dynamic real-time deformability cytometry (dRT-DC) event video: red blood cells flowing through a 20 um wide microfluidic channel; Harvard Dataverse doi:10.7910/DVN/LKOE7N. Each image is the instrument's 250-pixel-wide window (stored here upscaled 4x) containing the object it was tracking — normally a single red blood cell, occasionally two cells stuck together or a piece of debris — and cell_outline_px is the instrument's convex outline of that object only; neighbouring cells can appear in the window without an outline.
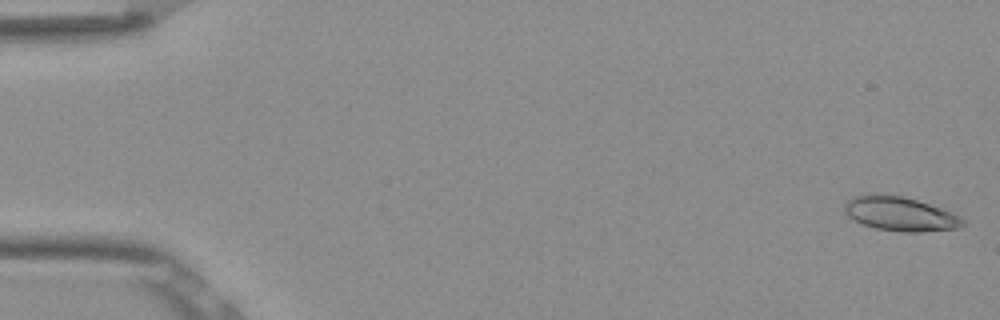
{"species": "Egyptian fruit bat (a non-hibernating species)", "species_latin": "Rousettus aegyptiacus", "temperature_condition": "room temperature", "stored_images_in_passage": 52, "camera_frame_rate_fps": 3000, "um_per_image_px": 0.085, "frame": {"image": 1, "passage_image": 1, "time_ms": 0.0, "image_size_px": [1000, 320], "cell_outline_px": [[964, 224], [960, 228], [920, 232], [904, 232], [876, 228], [864, 224], [848, 216], [844, 212], [844, 204], [852, 196], [868, 192], [904, 196], [952, 212], [960, 216], [964, 220]], "centroid_in_image_um": [76.48, 18.15], "position_along_channel_um": 8.5, "area_um2": 23.7}}
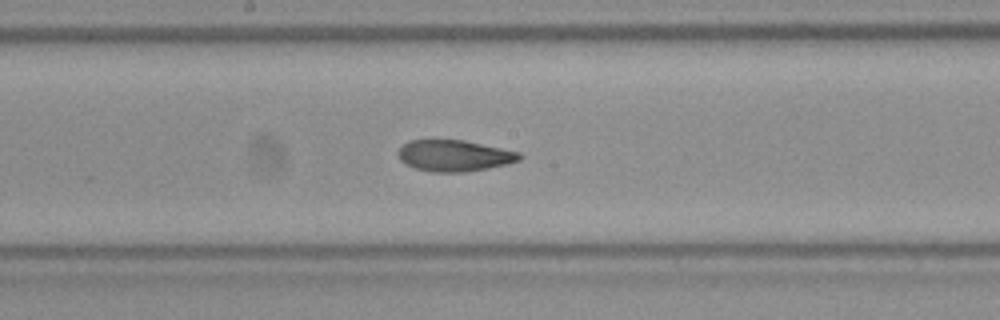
{"frame": {"image": 2, "passage_image": 28, "time_ms": 9.0, "image_size_px": [1000, 320], "cell_outline_px": [[524, 156], [520, 160], [508, 164], [488, 168], [464, 172], [432, 172], [416, 168], [400, 160], [396, 152], [408, 140], [432, 136], [464, 140], [520, 152]], "centroid_in_image_um": [38.58, 13.18], "position_along_channel_um": 209.6, "area_um2": 22.95}}
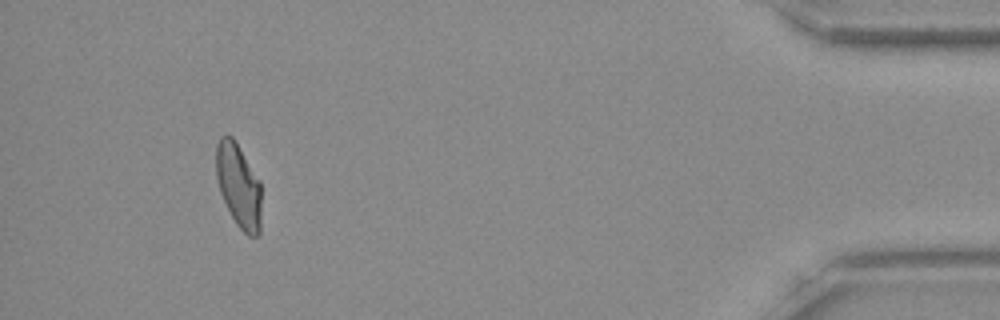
{"frame": {"image": 3, "passage_image": 49, "time_ms": 16.0, "image_size_px": [1000, 320], "cell_outline_px": [[260, 232], [256, 236], [248, 236], [236, 224], [220, 192], [216, 176], [216, 144], [220, 136], [232, 136], [260, 180]], "centroid_in_image_um": [20.27, 15.77], "position_along_channel_um": 414.9, "area_um2": 21.91}, "authors_computed_cell_mechanics": {"area_um2": 22.6287, "velocity_mm_per_s": 3.8615, "shape_relaxation_time_tau1_ms": null, "shape_relaxation_time_tau2_ms": 1.8219, "deformation_change_tau1": null, "deformation_change_tau2": 0.0798}}